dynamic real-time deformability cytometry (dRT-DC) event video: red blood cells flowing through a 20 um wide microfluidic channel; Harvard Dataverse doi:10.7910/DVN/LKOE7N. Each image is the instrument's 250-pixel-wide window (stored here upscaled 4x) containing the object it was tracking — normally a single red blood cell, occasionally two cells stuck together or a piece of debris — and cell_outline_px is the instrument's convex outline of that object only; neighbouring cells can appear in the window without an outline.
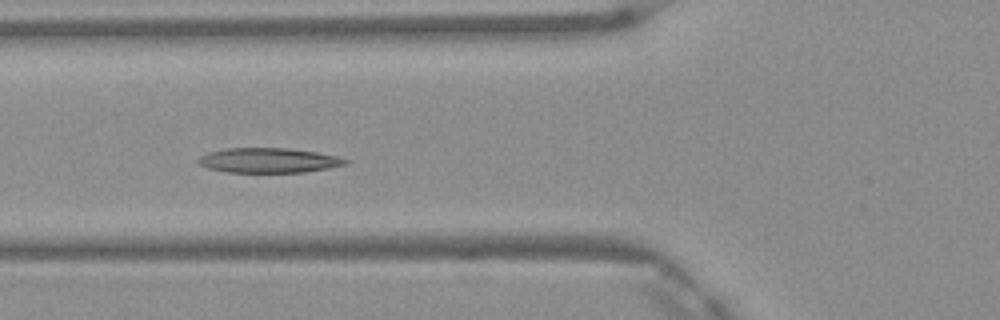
{"species": "Egyptian fruit bat (a non-hibernating species)", "species_latin": "Rousettus aegyptiacus", "temperature_condition": "warm", "stored_images_in_passage": 7, "camera_frame_rate_fps": 3000, "um_per_image_px": 0.085, "frame": {"image": 1, "passage_image": 6, "time_ms": 1.667, "image_size_px": [1000, 320], "cell_outline_px": [[348, 164], [328, 168], [304, 172], [228, 172], [208, 168], [196, 164], [196, 160], [200, 156], [208, 152], [228, 148], [288, 148], [316, 152], [336, 156], [348, 160]], "centroid_in_image_um": [22.79, 13.63], "position_along_channel_um": 103.0, "area_um2": 21.27}}
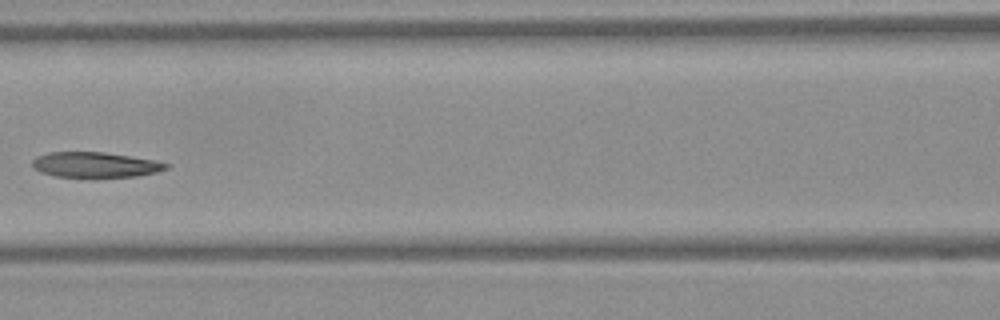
{"frame": {"image": 2, "passage_image": 7, "time_ms": 2.0, "image_size_px": [1000, 320], "cell_outline_px": [[172, 164], [168, 168], [156, 172], [136, 176], [56, 176], [40, 172], [32, 168], [32, 160], [36, 156], [48, 152], [104, 152], [156, 160]], "centroid_in_image_um": [8.09, 13.98], "position_along_channel_um": 158.5, "area_um2": 19.59}}